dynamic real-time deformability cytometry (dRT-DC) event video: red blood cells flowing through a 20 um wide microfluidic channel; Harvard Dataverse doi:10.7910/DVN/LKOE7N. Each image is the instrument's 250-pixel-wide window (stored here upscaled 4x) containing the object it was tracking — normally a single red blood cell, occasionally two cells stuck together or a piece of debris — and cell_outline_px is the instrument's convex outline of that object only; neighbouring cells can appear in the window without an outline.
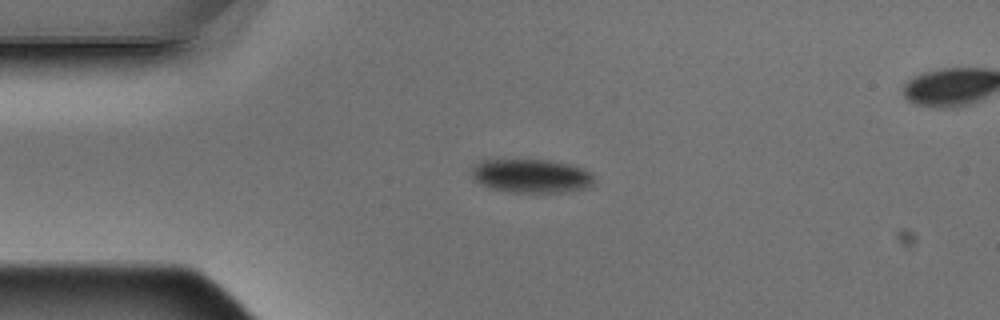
{"species": "Egyptian fruit bat (a non-hibernating species)", "species_latin": "Rousettus aegyptiacus", "temperature_condition": "warm", "stored_images_in_passage": 4, "segment_of_instrument_passage": [1, 2], "camera_frame_rate_fps": 3000, "um_per_image_px": 0.085, "animal": {"sex": "male"}, "frame": {"image": 1, "passage_image": 3, "time_ms": 0.667, "image_size_px": [1000, 320], "cell_outline_px": [[592, 184], [584, 188], [560, 192], [512, 192], [492, 188], [480, 184], [472, 180], [472, 168], [480, 160], [548, 160], [572, 164], [592, 172]], "centroid_in_image_um": [45.13, 14.94], "position_along_channel_um": 39.9, "area_um2": 23.93}}